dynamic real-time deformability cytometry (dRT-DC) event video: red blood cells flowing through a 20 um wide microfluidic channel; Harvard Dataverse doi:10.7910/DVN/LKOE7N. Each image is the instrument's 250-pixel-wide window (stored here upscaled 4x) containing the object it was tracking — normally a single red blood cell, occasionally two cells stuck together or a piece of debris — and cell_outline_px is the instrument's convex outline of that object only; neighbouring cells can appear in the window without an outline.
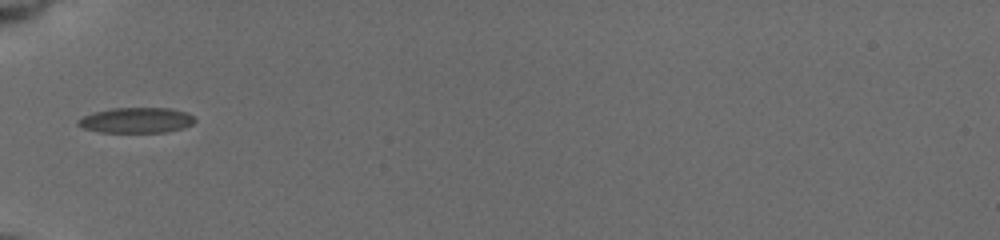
{"species": "common noctule bat (a hibernating species)", "species_latin": "Nyctalus noctula", "temperature_condition": "cold", "stored_images_in_passage": 36, "camera_frame_rate_fps": 3000, "um_per_image_px": 0.085, "animal": {"sex": "female", "body_mass_g": 19.5, "forearm_length_mm": 54.1}, "frame": {"image": 1, "passage_image": 1, "time_ms": 0.0, "image_size_px": [1000, 240], "cell_outline_px": [[196, 120], [192, 124], [168, 132], [100, 132], [84, 128], [76, 124], [76, 120], [84, 116], [96, 112], [112, 108], [168, 108], [184, 112], [192, 116]], "centroid_in_image_um": [11.56, 10.22], "position_along_channel_um": 73.4, "area_um2": 17.05}}
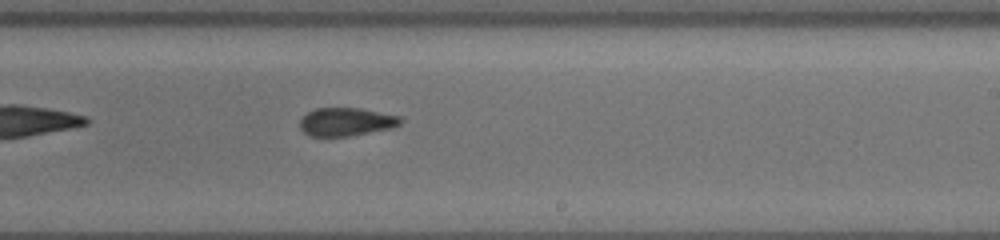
{"frame": {"image": 2, "passage_image": 16, "time_ms": 5.0, "image_size_px": [1000, 240], "cell_outline_px": [[404, 120], [400, 124], [388, 128], [348, 136], [308, 136], [300, 128], [300, 120], [308, 112], [316, 108], [360, 108], [400, 116]], "centroid_in_image_um": [29.4, 10.35], "position_along_channel_um": 259.6, "area_um2": 16.36}}
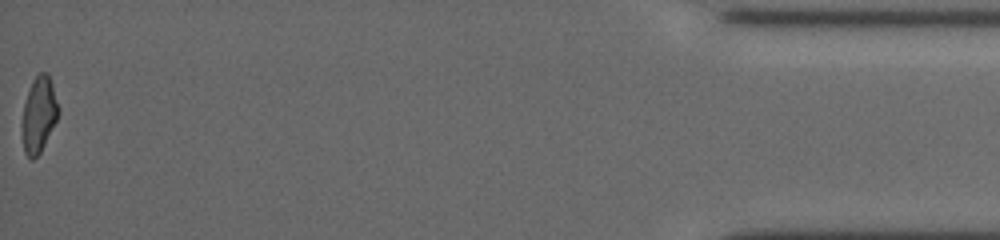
{"frame": {"image": 3, "passage_image": 36, "time_ms": 11.667, "image_size_px": [1000, 240], "cell_outline_px": [[60, 112], [40, 152], [32, 160], [24, 152], [24, 104], [32, 80], [40, 72], [48, 72], [60, 108]], "centroid_in_image_um": [3.35, 9.68], "position_along_channel_um": 431.9, "area_um2": 15.43}, "authors_computed_cell_mechanics": {"area_um2": 16.762, "velocity_mm_per_s": 3.7646, "shape_relaxation_time_tau1_ms": 6.2195, "shape_relaxation_time_tau2_ms": 1.9583, "deformation_change_tau1": 0.1433, "deformation_change_tau2": 0.0737}}